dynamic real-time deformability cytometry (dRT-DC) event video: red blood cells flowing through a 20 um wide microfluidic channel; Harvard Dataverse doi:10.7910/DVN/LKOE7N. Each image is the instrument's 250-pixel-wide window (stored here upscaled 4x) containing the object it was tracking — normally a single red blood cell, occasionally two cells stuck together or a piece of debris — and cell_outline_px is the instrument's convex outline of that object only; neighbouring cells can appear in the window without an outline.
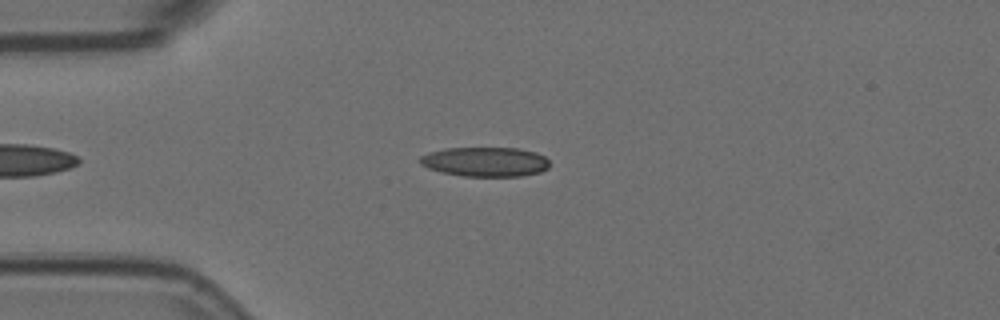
{"species": "Egyptian fruit bat (a non-hibernating species)", "species_latin": "Rousettus aegyptiacus", "temperature_condition": "room temperature", "stored_images_in_passage": 5, "camera_frame_rate_fps": 3000, "um_per_image_px": 0.085, "animal": {"sex": "female"}, "frame": {"image": 1, "passage_image": 4, "time_ms": 1.0, "image_size_px": [1000, 320], "cell_outline_px": [[548, 168], [540, 172], [520, 176], [464, 176], [444, 172], [428, 168], [420, 164], [420, 156], [428, 152], [444, 148], [520, 148], [536, 152], [544, 156], [548, 160]], "centroid_in_image_um": [41.25, 13.74], "position_along_channel_um": 43.8, "area_um2": 22.25}}